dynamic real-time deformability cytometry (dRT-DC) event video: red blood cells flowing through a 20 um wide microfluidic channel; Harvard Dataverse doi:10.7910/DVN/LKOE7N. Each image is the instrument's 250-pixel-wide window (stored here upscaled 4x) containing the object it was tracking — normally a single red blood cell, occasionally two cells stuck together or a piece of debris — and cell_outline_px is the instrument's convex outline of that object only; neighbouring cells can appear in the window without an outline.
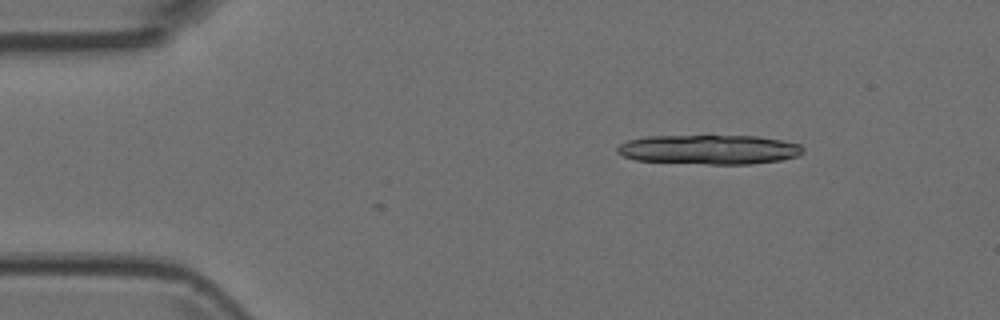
{"species": "Egyptian fruit bat (a non-hibernating species)", "species_latin": "Rousettus aegyptiacus", "temperature_condition": "room temperature", "stored_images_in_passage": 6, "camera_frame_rate_fps": 3000, "um_per_image_px": 0.085, "animal": {"sex": "female"}, "frame": {"image": 1, "passage_image": 1, "time_ms": 0.0, "image_size_px": [1000, 320], "cell_outline_px": [[804, 152], [800, 156], [780, 160], [752, 164], [708, 164], [636, 160], [624, 156], [616, 152], [616, 148], [620, 144], [628, 140], [648, 136], [760, 136], [800, 144], [804, 148]], "centroid_in_image_um": [60.32, 12.71], "position_along_channel_um": 24.7, "area_um2": 31.96}}
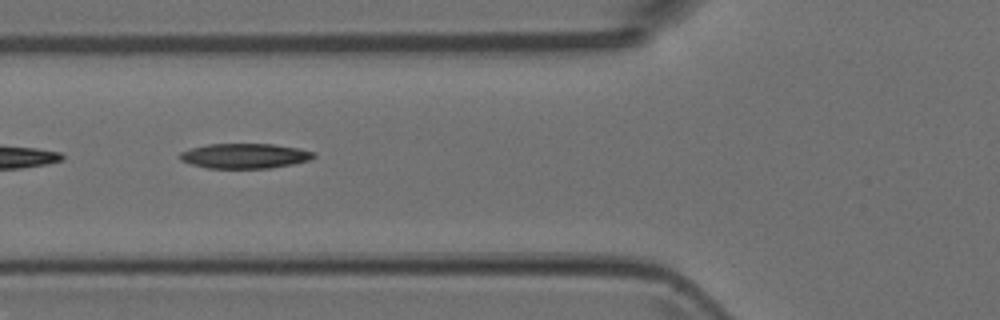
{"frame": {"image": 2, "passage_image": 4, "time_ms": 1.0, "image_size_px": [1000, 320], "cell_outline_px": [[316, 156], [312, 160], [272, 168], [208, 168], [192, 164], [180, 160], [180, 152], [192, 148], [208, 144], [272, 144], [296, 148], [316, 152]], "centroid_in_image_um": [20.84, 13.25], "position_along_channel_um": 105.0, "area_um2": 19.42}}
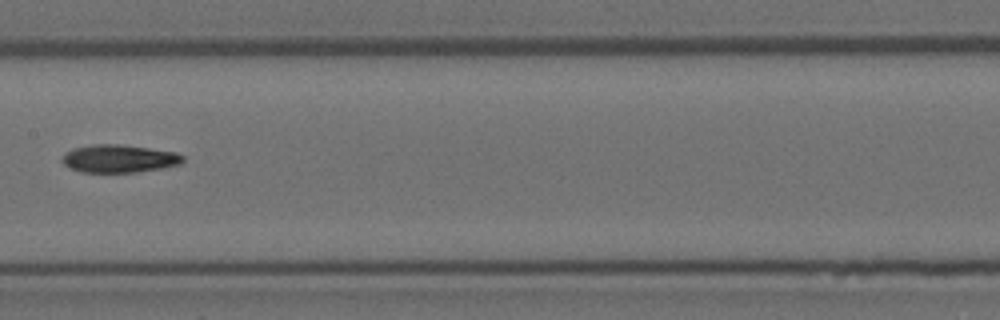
{"frame": {"image": 3, "passage_image": 6, "time_ms": 1.667, "image_size_px": [1000, 320], "cell_outline_px": [[184, 160], [180, 164], [164, 168], [136, 172], [80, 172], [68, 168], [60, 160], [64, 152], [72, 148], [92, 144], [120, 144], [176, 152], [184, 156]], "centroid_in_image_um": [10.08, 13.48], "position_along_channel_um": 197.3, "area_um2": 19.88}}